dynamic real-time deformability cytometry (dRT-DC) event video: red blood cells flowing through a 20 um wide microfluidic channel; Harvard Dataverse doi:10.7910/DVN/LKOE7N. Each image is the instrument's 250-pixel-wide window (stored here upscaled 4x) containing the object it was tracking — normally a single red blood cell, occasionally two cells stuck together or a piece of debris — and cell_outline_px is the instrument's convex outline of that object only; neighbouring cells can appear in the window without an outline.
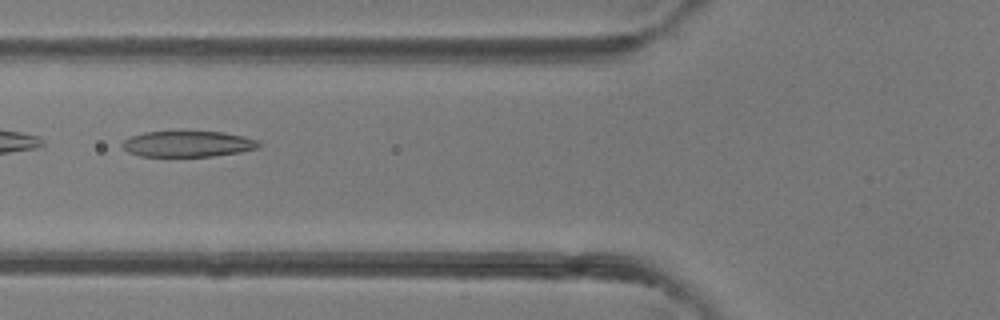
{"species": "common noctule bat (a hibernating species)", "species_latin": "Nyctalus noctula", "temperature_condition": "room temperature", "stored_images_in_passage": 6, "camera_frame_rate_fps": 3000, "um_per_image_px": 0.085, "animal": {"sex": "female"}, "frame": {"image": 1, "passage_image": 5, "time_ms": 4.667, "image_size_px": [1000, 320], "cell_outline_px": [[260, 148], [240, 152], [212, 156], [140, 156], [128, 152], [120, 144], [124, 140], [132, 136], [144, 132], [224, 132], [244, 136], [260, 140]], "centroid_in_image_um": [16.0, 12.23], "position_along_channel_um": 109.8, "area_um2": 20.58}}
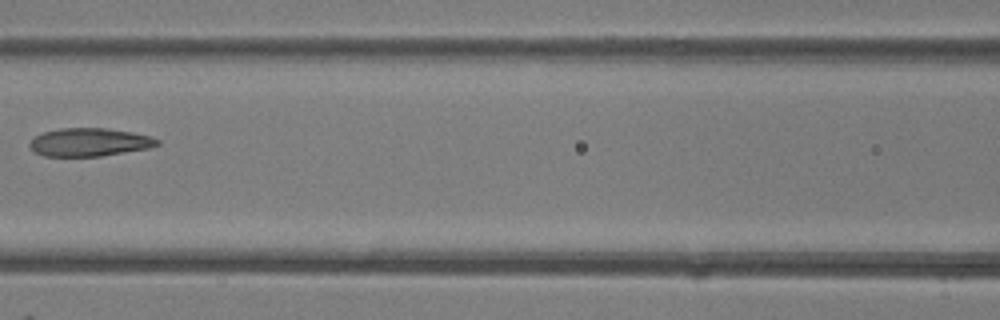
{"frame": {"image": 2, "passage_image": 6, "time_ms": 5.667, "image_size_px": [1000, 320], "cell_outline_px": [[160, 144], [148, 148], [100, 156], [44, 156], [36, 152], [28, 144], [36, 136], [44, 132], [60, 128], [104, 128], [132, 132], [148, 136], [160, 140]], "centroid_in_image_um": [7.6, 12.08], "position_along_channel_um": 159.0, "area_um2": 20.63}}